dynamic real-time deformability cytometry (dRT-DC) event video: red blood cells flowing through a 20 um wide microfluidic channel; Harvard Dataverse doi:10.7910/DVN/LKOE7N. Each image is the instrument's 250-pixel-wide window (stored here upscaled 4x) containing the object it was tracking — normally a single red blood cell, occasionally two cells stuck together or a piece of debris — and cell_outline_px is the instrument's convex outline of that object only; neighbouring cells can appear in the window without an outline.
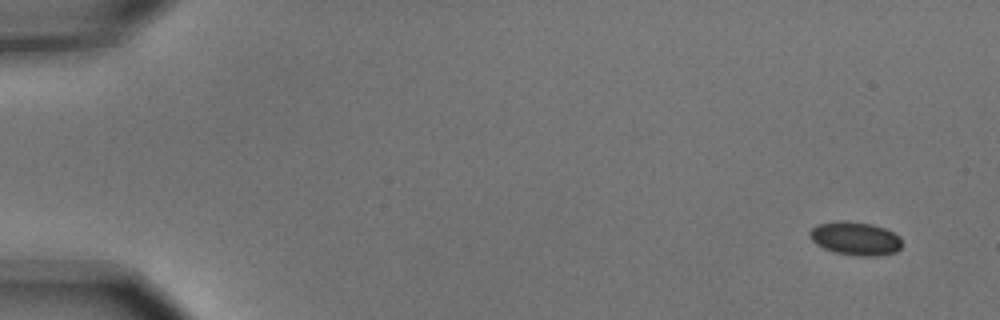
{"species": "common noctule bat (a hibernating species)", "species_latin": "Nyctalus noctula", "temperature_condition": "cold", "stored_images_in_passage": 4, "camera_frame_rate_fps": 3000, "um_per_image_px": 0.085, "animal": {"sex": "male", "body_mass_g": 15.6}, "frame": {"image": 1, "passage_image": 1, "time_ms": 0.0, "image_size_px": [1000, 320], "cell_outline_px": [[900, 248], [896, 252], [876, 256], [856, 256], [836, 252], [824, 248], [816, 244], [808, 236], [808, 232], [816, 224], [836, 220], [844, 220], [872, 224], [884, 228], [900, 236]], "centroid_in_image_um": [72.66, 20.26], "position_along_channel_um": 12.3, "area_um2": 18.09}}
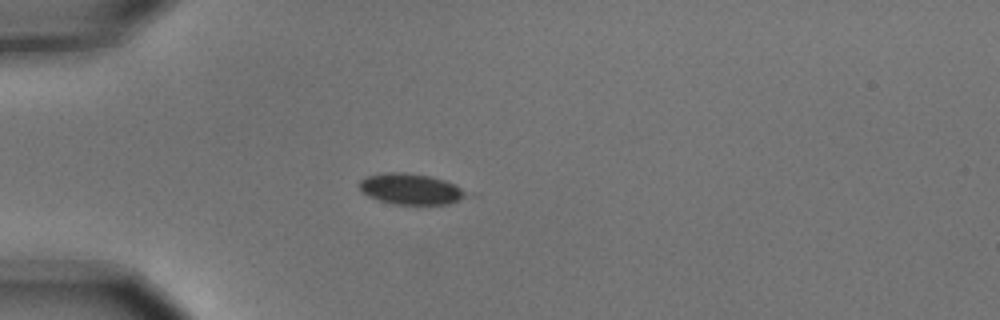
{"frame": {"image": 2, "passage_image": 4, "time_ms": 1.0, "image_size_px": [1000, 320], "cell_outline_px": [[480, 192], [476, 196], [448, 204], [392, 204], [368, 196], [360, 188], [360, 180], [364, 176], [388, 172], [404, 172], [432, 176]], "centroid_in_image_um": [35.15, 16.07], "position_along_channel_um": 49.9, "area_um2": 20.17}}